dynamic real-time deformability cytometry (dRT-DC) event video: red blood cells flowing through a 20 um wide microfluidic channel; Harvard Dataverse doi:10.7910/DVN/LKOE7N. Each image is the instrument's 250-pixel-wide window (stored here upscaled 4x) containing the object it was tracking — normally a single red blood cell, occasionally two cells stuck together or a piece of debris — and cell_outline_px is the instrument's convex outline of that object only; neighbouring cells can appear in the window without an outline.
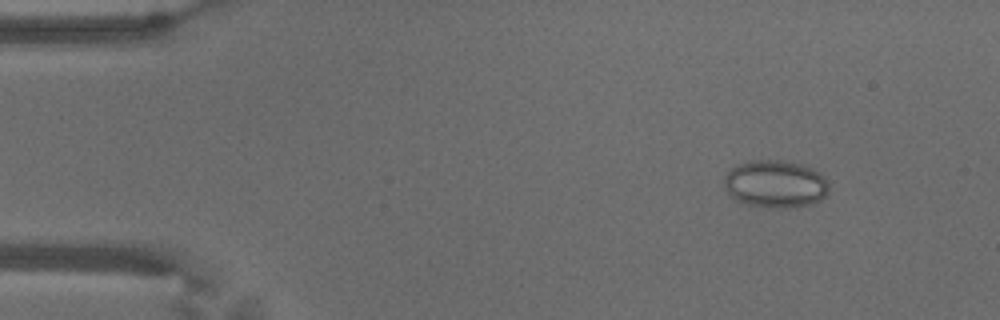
{"species": "common noctule bat (a hibernating species)", "species_latin": "Nyctalus noctula", "temperature_condition": "warm", "stored_images_in_passage": 14, "camera_frame_rate_fps": 3000, "um_per_image_px": 0.085, "animal": {"sex": "male", "body_mass_g": 18.8}, "frame": {"image": 1, "passage_image": 7, "time_ms": 2.0, "image_size_px": [1000, 320], "cell_outline_px": [[828, 192], [820, 200], [812, 204], [788, 208], [772, 208], [748, 204], [736, 200], [724, 188], [724, 176], [736, 164], [748, 160], [780, 160], [804, 164], [820, 172], [824, 176], [828, 184]], "centroid_in_image_um": [65.91, 15.62], "position_along_channel_um": 19.1, "area_um2": 29.3}}